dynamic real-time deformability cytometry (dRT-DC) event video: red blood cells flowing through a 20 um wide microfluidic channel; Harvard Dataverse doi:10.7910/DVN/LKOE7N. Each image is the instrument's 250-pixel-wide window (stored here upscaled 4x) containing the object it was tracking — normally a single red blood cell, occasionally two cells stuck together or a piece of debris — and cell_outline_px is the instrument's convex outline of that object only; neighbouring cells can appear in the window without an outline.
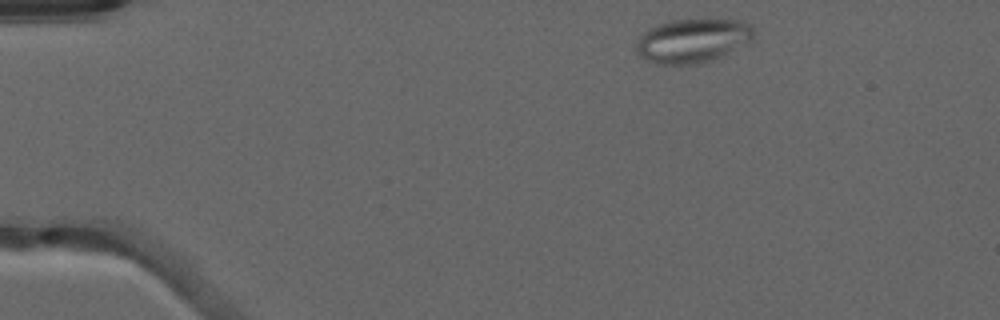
{"species": "common noctule bat (a hibernating species)", "species_latin": "Nyctalus noctula", "temperature_condition": "warm", "stored_images_in_passage": 45, "camera_frame_rate_fps": 3000, "um_per_image_px": 0.085, "animal": {"sex": "male", "forearm_length_mm": 52.5}, "frame": {"image": 1, "passage_image": 2, "time_ms": 0.333, "image_size_px": [1000, 320], "cell_outline_px": [[752, 40], [712, 60], [696, 64], [660, 64], [648, 60], [640, 56], [636, 52], [636, 48], [640, 36], [648, 28], [672, 20], [740, 20], [752, 24]], "centroid_in_image_um": [58.85, 3.45], "position_along_channel_um": 26.1, "area_um2": 29.59}}
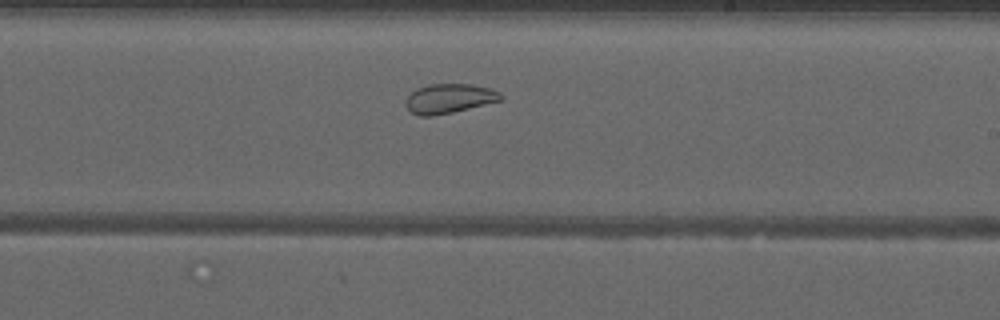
{"frame": {"image": 2, "passage_image": 25, "time_ms": 8.0, "image_size_px": [1000, 320], "cell_outline_px": [[504, 100], [452, 112], [432, 116], [420, 116], [412, 112], [404, 104], [408, 96], [416, 88], [428, 84], [472, 84], [488, 88], [500, 92], [504, 96]], "centroid_in_image_um": [38.2, 8.37], "position_along_channel_um": 250.8, "area_um2": 16.36}}
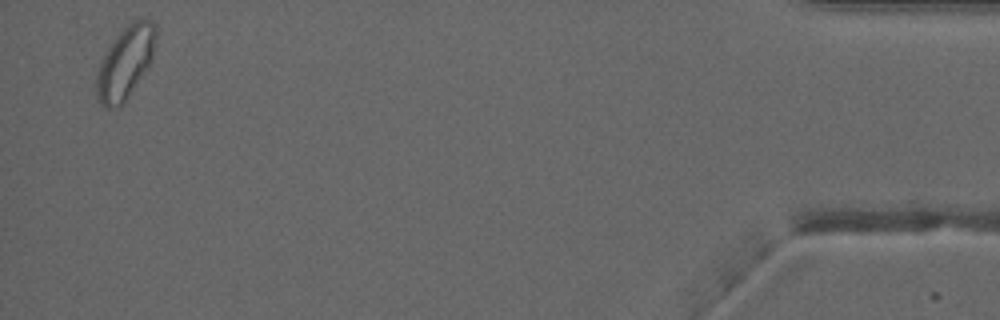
{"frame": {"image": 3, "passage_image": 44, "time_ms": 14.333, "image_size_px": [1000, 320], "cell_outline_px": [[156, 36], [152, 60], [124, 104], [108, 108], [104, 108], [100, 104], [96, 96], [96, 72], [100, 60], [116, 36], [132, 20], [152, 20], [156, 24]], "centroid_in_image_um": [10.64, 5.33], "position_along_channel_um": 424.6, "area_um2": 25.09}, "authors_computed_cell_mechanics": {"area_um2": 22.253, "velocity_mm_per_s": 4.0099, "shape_relaxation_time_tau1_ms": null, "shape_relaxation_time_tau2_ms": 1.7072, "deformation_change_tau1": null, "deformation_change_tau2": 0.0703}}